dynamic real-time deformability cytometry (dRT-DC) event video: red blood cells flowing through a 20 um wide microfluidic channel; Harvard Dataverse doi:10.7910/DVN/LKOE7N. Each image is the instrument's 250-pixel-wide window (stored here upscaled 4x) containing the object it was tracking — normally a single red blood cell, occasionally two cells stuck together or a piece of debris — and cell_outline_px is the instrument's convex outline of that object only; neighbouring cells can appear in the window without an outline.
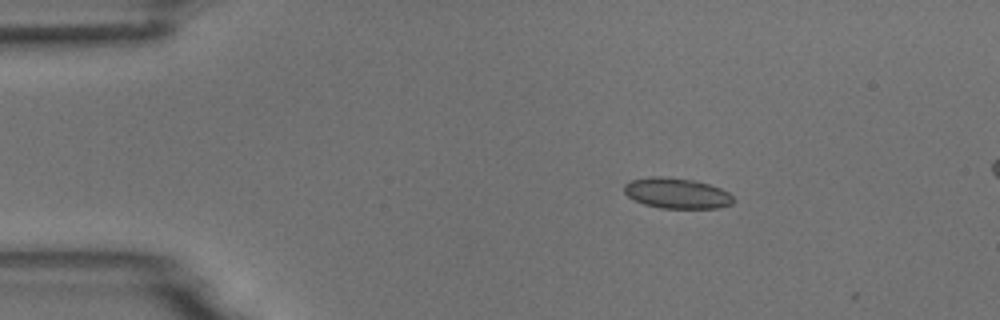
{"species": "common noctule bat (a hibernating species)", "species_latin": "Nyctalus noctula", "temperature_condition": "room temperature", "stored_images_in_passage": 9, "camera_frame_rate_fps": 3000, "um_per_image_px": 0.085, "animal": {"sex": "male", "body_mass_g": 18.8}, "frame": {"image": 1, "passage_image": 1, "time_ms": 0.0, "image_size_px": [1000, 320], "cell_outline_px": [[736, 200], [732, 204], [720, 208], [660, 208], [644, 204], [632, 200], [624, 192], [624, 184], [632, 180], [652, 176], [660, 176], [696, 180], [720, 188], [728, 192]], "centroid_in_image_um": [57.53, 16.43], "position_along_channel_um": 27.5, "area_um2": 19.59}}